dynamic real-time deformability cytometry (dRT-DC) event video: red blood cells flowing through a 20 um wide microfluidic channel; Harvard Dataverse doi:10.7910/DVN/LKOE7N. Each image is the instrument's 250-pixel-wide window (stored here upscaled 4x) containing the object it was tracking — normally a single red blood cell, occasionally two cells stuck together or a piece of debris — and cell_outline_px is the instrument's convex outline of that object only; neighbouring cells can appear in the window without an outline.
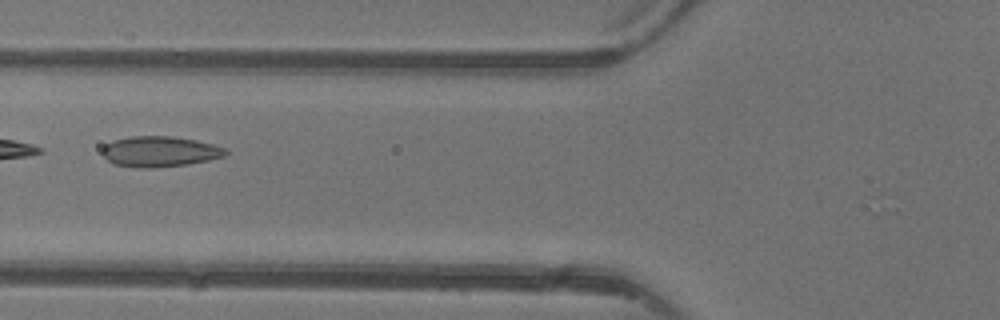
{"species": "common noctule bat (a hibernating species)", "species_latin": "Nyctalus noctula", "temperature_condition": "warm", "stored_images_in_passage": 4, "camera_frame_rate_fps": 3000, "um_per_image_px": 0.085, "animal": {"sex": "female"}, "frame": {"image": 1, "passage_image": 4, "time_ms": 3.333, "image_size_px": [1000, 320], "cell_outline_px": [[228, 152], [224, 156], [208, 160], [188, 164], [152, 168], [136, 168], [112, 164], [104, 156], [104, 144], [112, 140], [128, 136], [172, 136], [196, 140], [228, 148]], "centroid_in_image_um": [13.57, 12.88], "position_along_channel_um": 112.2, "area_um2": 22.14}}